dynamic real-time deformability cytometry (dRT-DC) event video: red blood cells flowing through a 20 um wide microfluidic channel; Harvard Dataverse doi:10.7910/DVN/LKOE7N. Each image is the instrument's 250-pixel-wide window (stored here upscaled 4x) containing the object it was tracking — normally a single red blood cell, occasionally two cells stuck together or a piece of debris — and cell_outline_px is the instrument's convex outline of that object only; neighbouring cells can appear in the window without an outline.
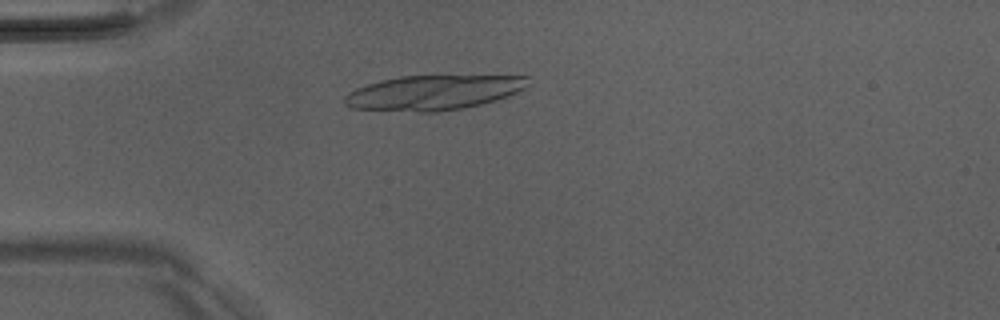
{"species": "Egyptian fruit bat (a non-hibernating species)", "species_latin": "Rousettus aegyptiacus", "temperature_condition": "room temperature", "stored_images_in_passage": 49, "camera_frame_rate_fps": 3000, "um_per_image_px": 0.085, "animal": {"sex": "male"}, "frame": {"image": 1, "passage_image": 13, "time_ms": 4.0, "image_size_px": [1000, 320], "cell_outline_px": [[528, 76], [524, 88], [508, 96], [496, 100], [464, 108], [436, 112], [420, 112], [352, 108], [344, 104], [344, 96], [356, 88], [380, 80], [400, 76]], "centroid_in_image_um": [36.79, 7.87], "position_along_channel_um": 48.2, "area_um2": 36.82}}